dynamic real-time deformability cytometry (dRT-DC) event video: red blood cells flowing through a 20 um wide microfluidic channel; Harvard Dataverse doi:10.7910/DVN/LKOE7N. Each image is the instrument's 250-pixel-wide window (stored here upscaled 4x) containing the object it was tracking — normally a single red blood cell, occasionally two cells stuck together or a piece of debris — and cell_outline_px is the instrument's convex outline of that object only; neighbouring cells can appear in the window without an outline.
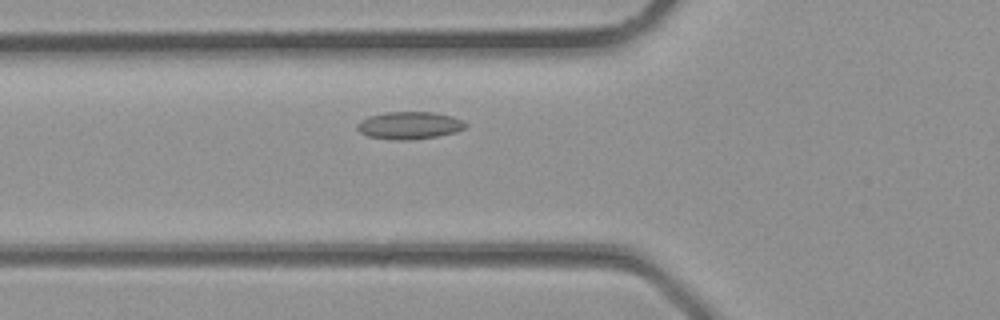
{"species": "common noctule bat (a hibernating species)", "species_latin": "Nyctalus noctula", "temperature_condition": "room temperature", "stored_images_in_passage": 21, "camera_frame_rate_fps": 3000, "um_per_image_px": 0.085, "animal": {"sex": "male", "body_mass_g": 23.1, "forearm_length_mm": 52.7}, "frame": {"image": 1, "passage_image": 3, "time_ms": 0.667, "image_size_px": [1000, 320], "cell_outline_px": [[468, 128], [456, 132], [436, 136], [408, 140], [392, 140], [368, 136], [360, 132], [356, 128], [356, 124], [360, 120], [368, 116], [384, 112], [432, 112], [452, 116], [464, 120], [468, 124]], "centroid_in_image_um": [34.81, 10.65], "position_along_channel_um": 91.0, "area_um2": 17.57}}
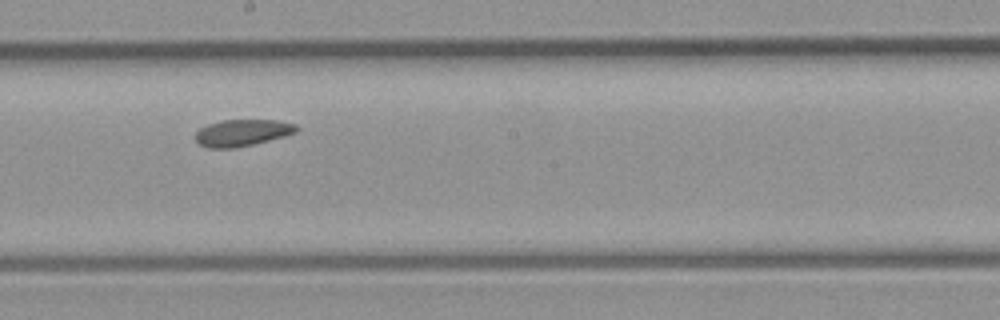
{"frame": {"image": 2, "passage_image": 10, "time_ms": 3.0, "image_size_px": [1000, 320], "cell_outline_px": [[300, 128], [296, 132], [284, 136], [236, 148], [208, 148], [200, 144], [196, 140], [196, 132], [200, 128], [208, 124], [224, 120], [276, 120], [296, 124]], "centroid_in_image_um": [20.6, 11.28], "position_along_channel_um": 227.6, "area_um2": 15.61}}
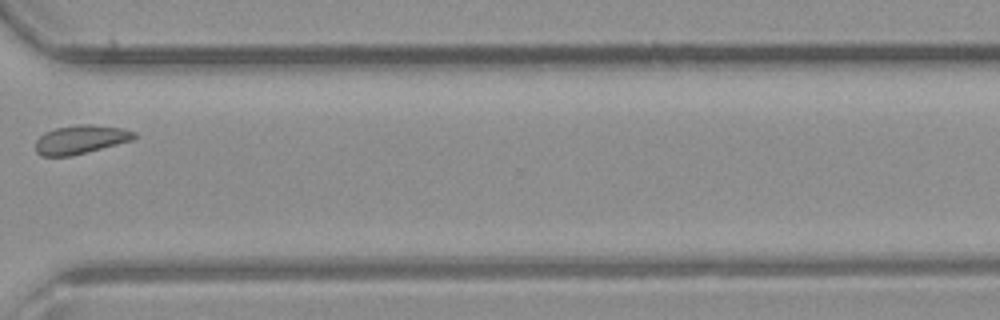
{"frame": {"image": 3, "passage_image": 17, "time_ms": 5.333, "image_size_px": [1000, 320], "cell_outline_px": [[136, 136], [132, 140], [72, 156], [40, 156], [36, 152], [36, 140], [44, 132], [56, 128], [80, 124], [92, 124], [120, 128], [136, 132]], "centroid_in_image_um": [6.83, 11.86], "position_along_channel_um": 363.8, "area_um2": 16.42}}